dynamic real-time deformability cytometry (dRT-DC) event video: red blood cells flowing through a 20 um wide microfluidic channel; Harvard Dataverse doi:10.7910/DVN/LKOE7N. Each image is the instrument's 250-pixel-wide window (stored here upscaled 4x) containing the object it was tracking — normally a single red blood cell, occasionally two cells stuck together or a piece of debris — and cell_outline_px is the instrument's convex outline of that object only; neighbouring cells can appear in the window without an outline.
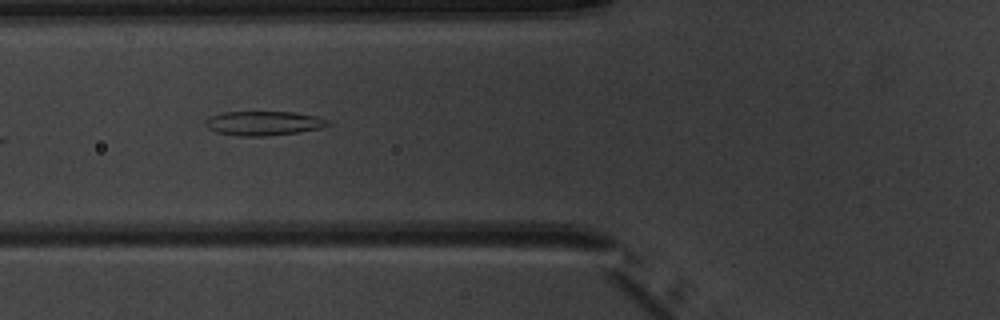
{"species": "common noctule bat (a hibernating species)", "species_latin": "Nyctalus noctula", "temperature_condition": "warm", "stored_images_in_passage": 10, "camera_frame_rate_fps": 3000, "um_per_image_px": 0.085, "animal": {"sex": "male", "body_mass_g": 20.1, "forearm_length_mm": 53.5}, "frame": {"image": 1, "passage_image": 7, "time_ms": 7.0, "image_size_px": [1000, 320], "cell_outline_px": [[332, 124], [320, 128], [300, 132], [264, 136], [236, 136], [216, 132], [208, 128], [204, 124], [204, 120], [212, 116], [224, 112], [292, 112], [316, 116], [328, 120]], "centroid_in_image_um": [22.4, 10.48], "position_along_channel_um": 103.4, "area_um2": 17.34}}
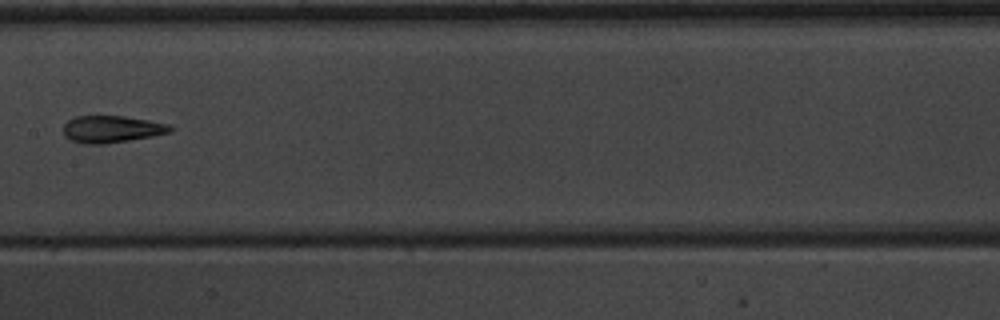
{"frame": {"image": 2, "passage_image": 9, "time_ms": 9.333, "image_size_px": [1000, 320], "cell_outline_px": [[176, 128], [172, 132], [152, 136], [104, 144], [84, 144], [72, 140], [64, 136], [64, 124], [68, 120], [76, 116], [124, 116], [148, 120], [168, 124]], "centroid_in_image_um": [9.51, 10.97], "position_along_channel_um": 197.9, "area_um2": 16.82}}
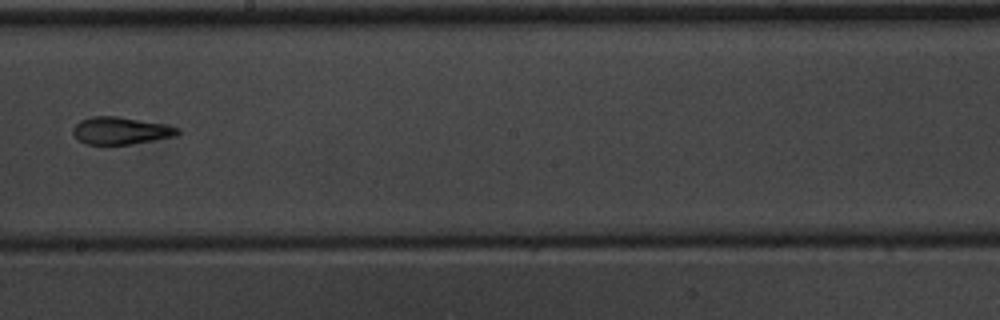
{"frame": {"image": 3, "passage_image": 10, "time_ms": 10.333, "image_size_px": [1000, 320], "cell_outline_px": [[180, 132], [176, 136], [128, 144], [88, 144], [76, 140], [72, 132], [72, 128], [80, 120], [92, 116], [116, 116], [164, 124], [180, 128]], "centroid_in_image_um": [10.22, 11.1], "position_along_channel_um": 238.0, "area_um2": 16.59}}